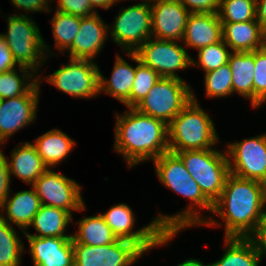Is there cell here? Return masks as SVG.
Returning a JSON list of instances; mask_svg holds the SVG:
<instances>
[{"instance_id":"obj_1","label":"cell","mask_w":266,"mask_h":266,"mask_svg":"<svg viewBox=\"0 0 266 266\" xmlns=\"http://www.w3.org/2000/svg\"><path fill=\"white\" fill-rule=\"evenodd\" d=\"M266 184L229 174L212 212L225 221V237L250 238L266 213Z\"/></svg>"},{"instance_id":"obj_2","label":"cell","mask_w":266,"mask_h":266,"mask_svg":"<svg viewBox=\"0 0 266 266\" xmlns=\"http://www.w3.org/2000/svg\"><path fill=\"white\" fill-rule=\"evenodd\" d=\"M153 161L155 171L162 184L176 193L189 198L192 202L189 208H186L187 210H183L176 215L160 214V216L154 219L165 233H178L181 229L183 230L186 227L198 224L208 226L220 225L208 216L204 220L201 217L202 215L198 213L199 211H195L197 208L194 207L197 205L201 209H207L212 212L213 204L204 196L199 185L175 153L166 152Z\"/></svg>"},{"instance_id":"obj_3","label":"cell","mask_w":266,"mask_h":266,"mask_svg":"<svg viewBox=\"0 0 266 266\" xmlns=\"http://www.w3.org/2000/svg\"><path fill=\"white\" fill-rule=\"evenodd\" d=\"M116 115L114 150L124 156L129 167L169 152L168 125L164 121L135 108Z\"/></svg>"},{"instance_id":"obj_4","label":"cell","mask_w":266,"mask_h":266,"mask_svg":"<svg viewBox=\"0 0 266 266\" xmlns=\"http://www.w3.org/2000/svg\"><path fill=\"white\" fill-rule=\"evenodd\" d=\"M194 96L168 124L169 152L211 149L218 141L213 121Z\"/></svg>"},{"instance_id":"obj_5","label":"cell","mask_w":266,"mask_h":266,"mask_svg":"<svg viewBox=\"0 0 266 266\" xmlns=\"http://www.w3.org/2000/svg\"><path fill=\"white\" fill-rule=\"evenodd\" d=\"M199 185L204 196L213 204L221 195L230 174L229 158L218 150H185L175 153Z\"/></svg>"},{"instance_id":"obj_6","label":"cell","mask_w":266,"mask_h":266,"mask_svg":"<svg viewBox=\"0 0 266 266\" xmlns=\"http://www.w3.org/2000/svg\"><path fill=\"white\" fill-rule=\"evenodd\" d=\"M31 19L24 14L9 15L8 32L0 36L6 40L18 67L23 66L38 73L50 49L44 44L39 28ZM44 50L47 52L44 53Z\"/></svg>"},{"instance_id":"obj_7","label":"cell","mask_w":266,"mask_h":266,"mask_svg":"<svg viewBox=\"0 0 266 266\" xmlns=\"http://www.w3.org/2000/svg\"><path fill=\"white\" fill-rule=\"evenodd\" d=\"M192 89L183 79L160 77L134 108L167 125L192 100Z\"/></svg>"},{"instance_id":"obj_8","label":"cell","mask_w":266,"mask_h":266,"mask_svg":"<svg viewBox=\"0 0 266 266\" xmlns=\"http://www.w3.org/2000/svg\"><path fill=\"white\" fill-rule=\"evenodd\" d=\"M107 225L117 239L134 243L143 253L153 247L168 243L177 233H165L155 220L142 229L132 231L135 214L127 204L111 207L106 213H101Z\"/></svg>"},{"instance_id":"obj_9","label":"cell","mask_w":266,"mask_h":266,"mask_svg":"<svg viewBox=\"0 0 266 266\" xmlns=\"http://www.w3.org/2000/svg\"><path fill=\"white\" fill-rule=\"evenodd\" d=\"M119 11L112 26V40L123 51L136 52L152 37V11L150 0Z\"/></svg>"},{"instance_id":"obj_10","label":"cell","mask_w":266,"mask_h":266,"mask_svg":"<svg viewBox=\"0 0 266 266\" xmlns=\"http://www.w3.org/2000/svg\"><path fill=\"white\" fill-rule=\"evenodd\" d=\"M46 77L58 90L76 98H92L99 93V68L91 60L71 59Z\"/></svg>"},{"instance_id":"obj_11","label":"cell","mask_w":266,"mask_h":266,"mask_svg":"<svg viewBox=\"0 0 266 266\" xmlns=\"http://www.w3.org/2000/svg\"><path fill=\"white\" fill-rule=\"evenodd\" d=\"M149 38L135 53L140 61L156 71L161 77L178 78L176 70L187 69L192 58L186 49L174 40Z\"/></svg>"},{"instance_id":"obj_12","label":"cell","mask_w":266,"mask_h":266,"mask_svg":"<svg viewBox=\"0 0 266 266\" xmlns=\"http://www.w3.org/2000/svg\"><path fill=\"white\" fill-rule=\"evenodd\" d=\"M41 205H48L68 211H82L85 204L81 186L76 181L49 168L32 184ZM48 201V202H46Z\"/></svg>"},{"instance_id":"obj_13","label":"cell","mask_w":266,"mask_h":266,"mask_svg":"<svg viewBox=\"0 0 266 266\" xmlns=\"http://www.w3.org/2000/svg\"><path fill=\"white\" fill-rule=\"evenodd\" d=\"M227 146L231 174L266 184V134ZM231 157L233 161H230Z\"/></svg>"},{"instance_id":"obj_14","label":"cell","mask_w":266,"mask_h":266,"mask_svg":"<svg viewBox=\"0 0 266 266\" xmlns=\"http://www.w3.org/2000/svg\"><path fill=\"white\" fill-rule=\"evenodd\" d=\"M74 266H130L144 254L134 243L118 239L104 246H91L73 240Z\"/></svg>"},{"instance_id":"obj_15","label":"cell","mask_w":266,"mask_h":266,"mask_svg":"<svg viewBox=\"0 0 266 266\" xmlns=\"http://www.w3.org/2000/svg\"><path fill=\"white\" fill-rule=\"evenodd\" d=\"M39 82L25 95L0 100V145L36 119Z\"/></svg>"},{"instance_id":"obj_16","label":"cell","mask_w":266,"mask_h":266,"mask_svg":"<svg viewBox=\"0 0 266 266\" xmlns=\"http://www.w3.org/2000/svg\"><path fill=\"white\" fill-rule=\"evenodd\" d=\"M150 5L152 36L159 40H182L190 11L179 0H150Z\"/></svg>"},{"instance_id":"obj_17","label":"cell","mask_w":266,"mask_h":266,"mask_svg":"<svg viewBox=\"0 0 266 266\" xmlns=\"http://www.w3.org/2000/svg\"><path fill=\"white\" fill-rule=\"evenodd\" d=\"M26 237L34 266H74L72 238Z\"/></svg>"},{"instance_id":"obj_18","label":"cell","mask_w":266,"mask_h":266,"mask_svg":"<svg viewBox=\"0 0 266 266\" xmlns=\"http://www.w3.org/2000/svg\"><path fill=\"white\" fill-rule=\"evenodd\" d=\"M108 26L96 12L81 17L80 30L68 49L71 59L91 60L101 52L106 40Z\"/></svg>"},{"instance_id":"obj_19","label":"cell","mask_w":266,"mask_h":266,"mask_svg":"<svg viewBox=\"0 0 266 266\" xmlns=\"http://www.w3.org/2000/svg\"><path fill=\"white\" fill-rule=\"evenodd\" d=\"M222 40V23L218 14L191 13L189 15L182 38L186 46L199 50Z\"/></svg>"},{"instance_id":"obj_20","label":"cell","mask_w":266,"mask_h":266,"mask_svg":"<svg viewBox=\"0 0 266 266\" xmlns=\"http://www.w3.org/2000/svg\"><path fill=\"white\" fill-rule=\"evenodd\" d=\"M223 41L233 52H252L266 45V32L256 21L222 23Z\"/></svg>"},{"instance_id":"obj_21","label":"cell","mask_w":266,"mask_h":266,"mask_svg":"<svg viewBox=\"0 0 266 266\" xmlns=\"http://www.w3.org/2000/svg\"><path fill=\"white\" fill-rule=\"evenodd\" d=\"M8 197L0 206L1 212L7 210L8 218H5L1 213L0 217L10 225L15 223L24 233L41 206L40 198L33 187L32 190L19 191L14 196Z\"/></svg>"},{"instance_id":"obj_22","label":"cell","mask_w":266,"mask_h":266,"mask_svg":"<svg viewBox=\"0 0 266 266\" xmlns=\"http://www.w3.org/2000/svg\"><path fill=\"white\" fill-rule=\"evenodd\" d=\"M135 74L136 67L117 55L110 79L104 78L99 70V94L104 91L131 108V90Z\"/></svg>"},{"instance_id":"obj_23","label":"cell","mask_w":266,"mask_h":266,"mask_svg":"<svg viewBox=\"0 0 266 266\" xmlns=\"http://www.w3.org/2000/svg\"><path fill=\"white\" fill-rule=\"evenodd\" d=\"M11 155L12 161L8 162L10 174L28 184L32 185L48 169L30 142L18 145Z\"/></svg>"},{"instance_id":"obj_24","label":"cell","mask_w":266,"mask_h":266,"mask_svg":"<svg viewBox=\"0 0 266 266\" xmlns=\"http://www.w3.org/2000/svg\"><path fill=\"white\" fill-rule=\"evenodd\" d=\"M72 215L63 209L41 205L33 218L30 226H33L39 234H29L24 232L25 236L36 237H61L72 238V234L66 235V227L70 224Z\"/></svg>"},{"instance_id":"obj_25","label":"cell","mask_w":266,"mask_h":266,"mask_svg":"<svg viewBox=\"0 0 266 266\" xmlns=\"http://www.w3.org/2000/svg\"><path fill=\"white\" fill-rule=\"evenodd\" d=\"M33 145L43 163L50 169L69 155L75 141L61 130L52 129L39 136Z\"/></svg>"},{"instance_id":"obj_26","label":"cell","mask_w":266,"mask_h":266,"mask_svg":"<svg viewBox=\"0 0 266 266\" xmlns=\"http://www.w3.org/2000/svg\"><path fill=\"white\" fill-rule=\"evenodd\" d=\"M228 64L232 72V94L237 92L248 98L253 106L254 51L231 52Z\"/></svg>"},{"instance_id":"obj_27","label":"cell","mask_w":266,"mask_h":266,"mask_svg":"<svg viewBox=\"0 0 266 266\" xmlns=\"http://www.w3.org/2000/svg\"><path fill=\"white\" fill-rule=\"evenodd\" d=\"M225 254L210 266H259L263 255L251 238L225 237Z\"/></svg>"},{"instance_id":"obj_28","label":"cell","mask_w":266,"mask_h":266,"mask_svg":"<svg viewBox=\"0 0 266 266\" xmlns=\"http://www.w3.org/2000/svg\"><path fill=\"white\" fill-rule=\"evenodd\" d=\"M77 233L72 239L79 244L104 246L116 242L118 239L105 222L101 213L79 220Z\"/></svg>"},{"instance_id":"obj_29","label":"cell","mask_w":266,"mask_h":266,"mask_svg":"<svg viewBox=\"0 0 266 266\" xmlns=\"http://www.w3.org/2000/svg\"><path fill=\"white\" fill-rule=\"evenodd\" d=\"M20 72H22V78L17 74L16 69L8 72L0 73V100L15 98L21 95L27 94L38 82L40 78L32 80L34 77L32 71L29 68L19 66ZM31 79V80H30ZM30 80V81H29ZM29 82V83H26Z\"/></svg>"},{"instance_id":"obj_30","label":"cell","mask_w":266,"mask_h":266,"mask_svg":"<svg viewBox=\"0 0 266 266\" xmlns=\"http://www.w3.org/2000/svg\"><path fill=\"white\" fill-rule=\"evenodd\" d=\"M24 246L16 230L0 217V264L19 266Z\"/></svg>"},{"instance_id":"obj_31","label":"cell","mask_w":266,"mask_h":266,"mask_svg":"<svg viewBox=\"0 0 266 266\" xmlns=\"http://www.w3.org/2000/svg\"><path fill=\"white\" fill-rule=\"evenodd\" d=\"M50 21L55 46L61 51H67L80 30L81 17L56 11Z\"/></svg>"},{"instance_id":"obj_32","label":"cell","mask_w":266,"mask_h":266,"mask_svg":"<svg viewBox=\"0 0 266 266\" xmlns=\"http://www.w3.org/2000/svg\"><path fill=\"white\" fill-rule=\"evenodd\" d=\"M128 56L137 63L131 90V108H134L146 97L161 76L152 68L144 65L135 52H128Z\"/></svg>"},{"instance_id":"obj_33","label":"cell","mask_w":266,"mask_h":266,"mask_svg":"<svg viewBox=\"0 0 266 266\" xmlns=\"http://www.w3.org/2000/svg\"><path fill=\"white\" fill-rule=\"evenodd\" d=\"M218 16L221 23L256 20V0H220Z\"/></svg>"},{"instance_id":"obj_34","label":"cell","mask_w":266,"mask_h":266,"mask_svg":"<svg viewBox=\"0 0 266 266\" xmlns=\"http://www.w3.org/2000/svg\"><path fill=\"white\" fill-rule=\"evenodd\" d=\"M207 97H225L232 94V72L229 64L205 73Z\"/></svg>"},{"instance_id":"obj_35","label":"cell","mask_w":266,"mask_h":266,"mask_svg":"<svg viewBox=\"0 0 266 266\" xmlns=\"http://www.w3.org/2000/svg\"><path fill=\"white\" fill-rule=\"evenodd\" d=\"M227 48L228 46L223 40L203 47L198 50L199 61L197 62L192 59V65L202 67L205 73L218 69L220 66L227 64L229 61L231 52Z\"/></svg>"},{"instance_id":"obj_36","label":"cell","mask_w":266,"mask_h":266,"mask_svg":"<svg viewBox=\"0 0 266 266\" xmlns=\"http://www.w3.org/2000/svg\"><path fill=\"white\" fill-rule=\"evenodd\" d=\"M254 62L253 107H259L266 101V45L254 50Z\"/></svg>"},{"instance_id":"obj_37","label":"cell","mask_w":266,"mask_h":266,"mask_svg":"<svg viewBox=\"0 0 266 266\" xmlns=\"http://www.w3.org/2000/svg\"><path fill=\"white\" fill-rule=\"evenodd\" d=\"M57 11L79 17L95 14L89 0H58Z\"/></svg>"},{"instance_id":"obj_38","label":"cell","mask_w":266,"mask_h":266,"mask_svg":"<svg viewBox=\"0 0 266 266\" xmlns=\"http://www.w3.org/2000/svg\"><path fill=\"white\" fill-rule=\"evenodd\" d=\"M179 2L190 11V13L218 14L220 0H179Z\"/></svg>"},{"instance_id":"obj_39","label":"cell","mask_w":266,"mask_h":266,"mask_svg":"<svg viewBox=\"0 0 266 266\" xmlns=\"http://www.w3.org/2000/svg\"><path fill=\"white\" fill-rule=\"evenodd\" d=\"M8 160L0 149V206L10 195V179L11 175L8 167Z\"/></svg>"},{"instance_id":"obj_40","label":"cell","mask_w":266,"mask_h":266,"mask_svg":"<svg viewBox=\"0 0 266 266\" xmlns=\"http://www.w3.org/2000/svg\"><path fill=\"white\" fill-rule=\"evenodd\" d=\"M16 65L6 40L0 36V73L16 69Z\"/></svg>"},{"instance_id":"obj_41","label":"cell","mask_w":266,"mask_h":266,"mask_svg":"<svg viewBox=\"0 0 266 266\" xmlns=\"http://www.w3.org/2000/svg\"><path fill=\"white\" fill-rule=\"evenodd\" d=\"M14 6L30 12L44 11L48 13L50 7L48 6L49 0H11ZM49 7V8H48Z\"/></svg>"},{"instance_id":"obj_42","label":"cell","mask_w":266,"mask_h":266,"mask_svg":"<svg viewBox=\"0 0 266 266\" xmlns=\"http://www.w3.org/2000/svg\"><path fill=\"white\" fill-rule=\"evenodd\" d=\"M256 245V248L262 255H266V213L259 221L255 233L250 237Z\"/></svg>"},{"instance_id":"obj_43","label":"cell","mask_w":266,"mask_h":266,"mask_svg":"<svg viewBox=\"0 0 266 266\" xmlns=\"http://www.w3.org/2000/svg\"><path fill=\"white\" fill-rule=\"evenodd\" d=\"M256 21L266 32V0H256Z\"/></svg>"},{"instance_id":"obj_44","label":"cell","mask_w":266,"mask_h":266,"mask_svg":"<svg viewBox=\"0 0 266 266\" xmlns=\"http://www.w3.org/2000/svg\"><path fill=\"white\" fill-rule=\"evenodd\" d=\"M92 9H94L96 7H100L103 9H109L113 4H115L116 2H119L121 0H89Z\"/></svg>"},{"instance_id":"obj_45","label":"cell","mask_w":266,"mask_h":266,"mask_svg":"<svg viewBox=\"0 0 266 266\" xmlns=\"http://www.w3.org/2000/svg\"><path fill=\"white\" fill-rule=\"evenodd\" d=\"M177 266H210L209 264L204 265L200 260L197 259H188Z\"/></svg>"}]
</instances>
